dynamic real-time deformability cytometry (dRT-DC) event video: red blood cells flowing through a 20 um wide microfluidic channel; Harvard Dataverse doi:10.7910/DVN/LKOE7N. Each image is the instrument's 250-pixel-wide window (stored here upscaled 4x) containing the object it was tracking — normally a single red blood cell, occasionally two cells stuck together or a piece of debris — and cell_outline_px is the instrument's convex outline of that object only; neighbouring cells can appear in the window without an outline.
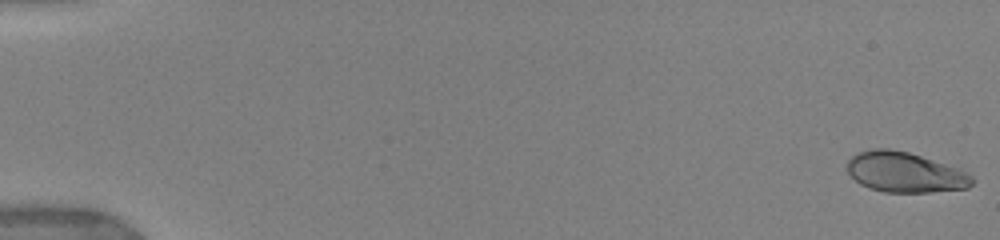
{"species": "human", "species_latin": "Homo sapiens", "temperature_condition": "warm", "stored_images_in_passage": 9, "camera_frame_rate_fps": 3000, "um_per_image_px": 0.085, "donor": {"sex": "female"}, "frame": {"image": 1, "passage_image": 1, "time_ms": 0.0, "image_size_px": [1000, 240], "cell_outline_px": [[976, 180], [968, 188], [932, 192], [884, 192], [868, 188], [860, 184], [844, 168], [848, 160], [852, 156], [860, 152], [872, 148], [888, 148], [908, 152], [956, 168], [972, 176]], "centroid_in_image_um": [76.88, 14.65], "position_along_channel_um": 8.1, "area_um2": 29.19}}
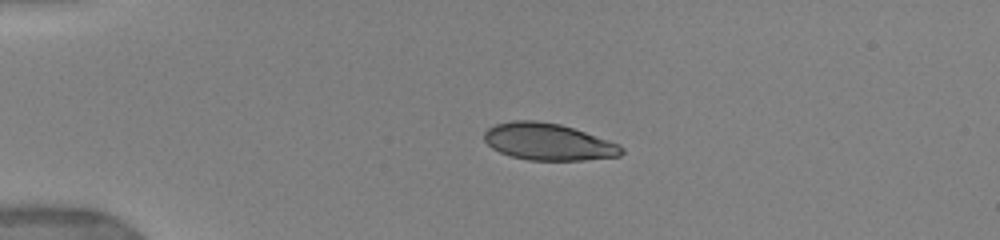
{"frame": {"image": 2, "passage_image": 6, "time_ms": 4.0, "image_size_px": [1000, 240], "cell_outline_px": [[624, 152], [620, 156], [584, 160], [528, 160], [512, 156], [500, 152], [492, 148], [484, 140], [484, 132], [488, 128], [496, 124], [512, 120], [536, 120], [560, 124], [620, 144], [624, 148]], "centroid_in_image_um": [46.6, 12.05], "position_along_channel_um": 38.4, "area_um2": 29.48}}